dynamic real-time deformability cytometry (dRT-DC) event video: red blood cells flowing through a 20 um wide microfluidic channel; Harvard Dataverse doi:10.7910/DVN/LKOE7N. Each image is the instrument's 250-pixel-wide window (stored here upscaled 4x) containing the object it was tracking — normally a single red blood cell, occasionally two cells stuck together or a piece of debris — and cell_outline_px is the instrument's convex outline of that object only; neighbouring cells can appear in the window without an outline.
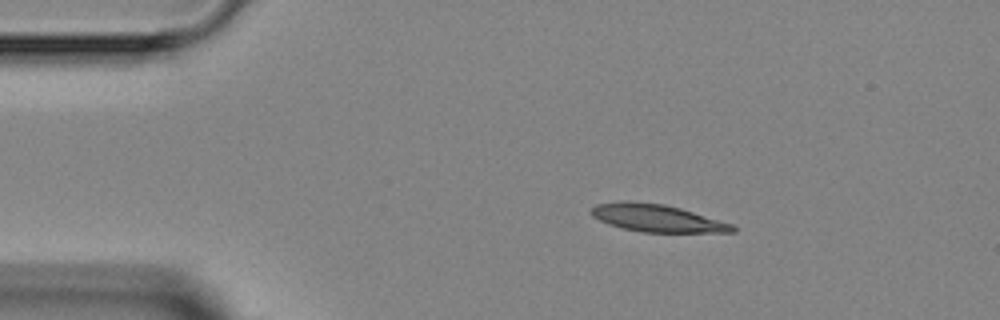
{"species": "Egyptian fruit bat (a non-hibernating species)", "species_latin": "Rousettus aegyptiacus", "temperature_condition": "room temperature", "stored_images_in_passage": 7, "camera_frame_rate_fps": 3000, "um_per_image_px": 0.085, "animal": {"sex": "female"}, "frame": {"image": 1, "passage_image": 2, "time_ms": 2.333, "image_size_px": [1000, 320], "cell_outline_px": [[736, 232], [640, 232], [608, 224], [592, 216], [588, 212], [596, 204], [624, 200], [628, 200], [664, 204], [680, 208], [732, 224], [736, 228]], "centroid_in_image_um": [55.79, 18.53], "position_along_channel_um": 29.2, "area_um2": 22.54}}
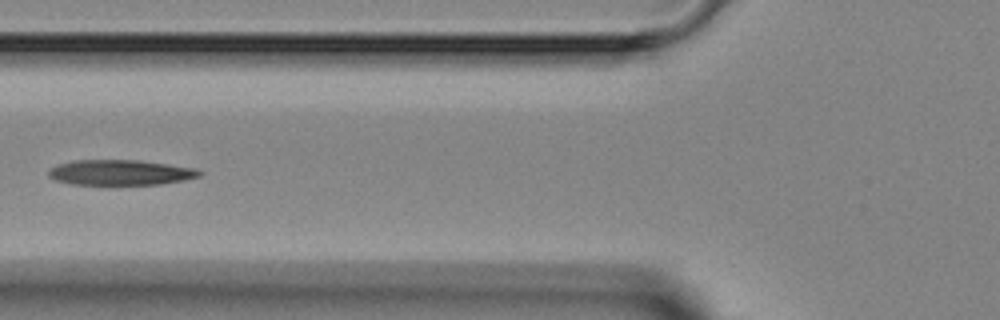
{"frame": {"image": 2, "passage_image": 5, "time_ms": 5.667, "image_size_px": [1000, 320], "cell_outline_px": [[204, 172], [200, 176], [184, 180], [160, 184], [72, 184], [56, 180], [48, 176], [48, 172], [52, 168], [60, 164], [76, 160], [140, 160], [196, 168]], "centroid_in_image_um": [10.28, 14.66], "position_along_channel_um": 115.5, "area_um2": 22.08}}
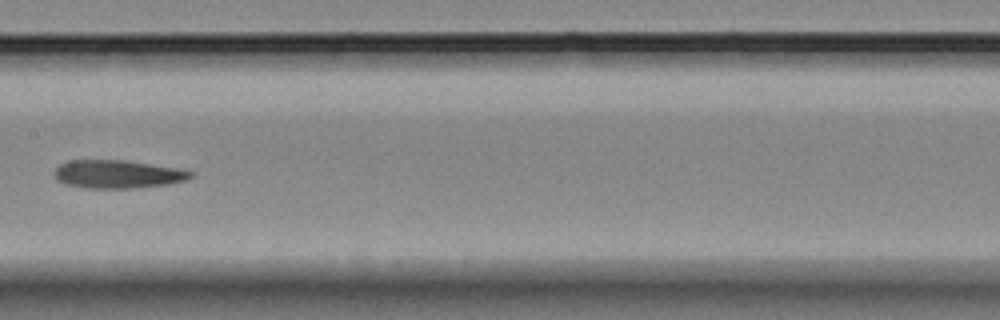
{"frame": {"image": 3, "passage_image": 7, "time_ms": 7.667, "image_size_px": [1000, 320], "cell_outline_px": [[192, 176], [188, 180], [168, 184], [136, 188], [88, 188], [64, 184], [56, 180], [52, 172], [60, 164], [68, 160], [124, 160], [176, 168], [192, 172]], "centroid_in_image_um": [9.94, 14.81], "position_along_channel_um": 197.5, "area_um2": 22.43}}